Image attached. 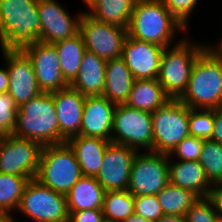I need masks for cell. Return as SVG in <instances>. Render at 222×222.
Wrapping results in <instances>:
<instances>
[{"instance_id": "1", "label": "cell", "mask_w": 222, "mask_h": 222, "mask_svg": "<svg viewBox=\"0 0 222 222\" xmlns=\"http://www.w3.org/2000/svg\"><path fill=\"white\" fill-rule=\"evenodd\" d=\"M184 31L187 29L179 23L160 0L135 1L127 27L128 36L168 47L174 45L176 35L178 36L179 32L182 34Z\"/></svg>"}, {"instance_id": "2", "label": "cell", "mask_w": 222, "mask_h": 222, "mask_svg": "<svg viewBox=\"0 0 222 222\" xmlns=\"http://www.w3.org/2000/svg\"><path fill=\"white\" fill-rule=\"evenodd\" d=\"M179 100L192 109L222 108V56L210 46L197 57Z\"/></svg>"}, {"instance_id": "3", "label": "cell", "mask_w": 222, "mask_h": 222, "mask_svg": "<svg viewBox=\"0 0 222 222\" xmlns=\"http://www.w3.org/2000/svg\"><path fill=\"white\" fill-rule=\"evenodd\" d=\"M38 0H0V47L22 50L39 42Z\"/></svg>"}, {"instance_id": "4", "label": "cell", "mask_w": 222, "mask_h": 222, "mask_svg": "<svg viewBox=\"0 0 222 222\" xmlns=\"http://www.w3.org/2000/svg\"><path fill=\"white\" fill-rule=\"evenodd\" d=\"M14 136L44 145L60 144L53 92H42L18 107Z\"/></svg>"}, {"instance_id": "5", "label": "cell", "mask_w": 222, "mask_h": 222, "mask_svg": "<svg viewBox=\"0 0 222 222\" xmlns=\"http://www.w3.org/2000/svg\"><path fill=\"white\" fill-rule=\"evenodd\" d=\"M178 39L174 45L164 48L160 60L158 81L170 99H179L183 95L197 57L210 45L193 43L186 37Z\"/></svg>"}, {"instance_id": "6", "label": "cell", "mask_w": 222, "mask_h": 222, "mask_svg": "<svg viewBox=\"0 0 222 222\" xmlns=\"http://www.w3.org/2000/svg\"><path fill=\"white\" fill-rule=\"evenodd\" d=\"M82 176L75 153L67 142L42 147L35 177L40 184L66 195Z\"/></svg>"}, {"instance_id": "7", "label": "cell", "mask_w": 222, "mask_h": 222, "mask_svg": "<svg viewBox=\"0 0 222 222\" xmlns=\"http://www.w3.org/2000/svg\"><path fill=\"white\" fill-rule=\"evenodd\" d=\"M153 152L170 154L189 136V107L179 99H170L152 112Z\"/></svg>"}, {"instance_id": "8", "label": "cell", "mask_w": 222, "mask_h": 222, "mask_svg": "<svg viewBox=\"0 0 222 222\" xmlns=\"http://www.w3.org/2000/svg\"><path fill=\"white\" fill-rule=\"evenodd\" d=\"M111 142L126 145L138 152L153 151L152 114L118 104L113 115Z\"/></svg>"}, {"instance_id": "9", "label": "cell", "mask_w": 222, "mask_h": 222, "mask_svg": "<svg viewBox=\"0 0 222 222\" xmlns=\"http://www.w3.org/2000/svg\"><path fill=\"white\" fill-rule=\"evenodd\" d=\"M33 222H69L66 195L30 180L16 210Z\"/></svg>"}, {"instance_id": "10", "label": "cell", "mask_w": 222, "mask_h": 222, "mask_svg": "<svg viewBox=\"0 0 222 222\" xmlns=\"http://www.w3.org/2000/svg\"><path fill=\"white\" fill-rule=\"evenodd\" d=\"M169 155L138 152L133 160L128 191L133 196L157 195L168 183Z\"/></svg>"}, {"instance_id": "11", "label": "cell", "mask_w": 222, "mask_h": 222, "mask_svg": "<svg viewBox=\"0 0 222 222\" xmlns=\"http://www.w3.org/2000/svg\"><path fill=\"white\" fill-rule=\"evenodd\" d=\"M42 145L36 141L20 138L13 134L0 141V173L35 179Z\"/></svg>"}, {"instance_id": "12", "label": "cell", "mask_w": 222, "mask_h": 222, "mask_svg": "<svg viewBox=\"0 0 222 222\" xmlns=\"http://www.w3.org/2000/svg\"><path fill=\"white\" fill-rule=\"evenodd\" d=\"M87 51L105 61L121 57L127 28L98 21L85 10L80 19V31Z\"/></svg>"}, {"instance_id": "13", "label": "cell", "mask_w": 222, "mask_h": 222, "mask_svg": "<svg viewBox=\"0 0 222 222\" xmlns=\"http://www.w3.org/2000/svg\"><path fill=\"white\" fill-rule=\"evenodd\" d=\"M1 53L9 73L7 93L18 107L42 93L32 62L22 50L1 49Z\"/></svg>"}, {"instance_id": "14", "label": "cell", "mask_w": 222, "mask_h": 222, "mask_svg": "<svg viewBox=\"0 0 222 222\" xmlns=\"http://www.w3.org/2000/svg\"><path fill=\"white\" fill-rule=\"evenodd\" d=\"M22 51L32 62L42 92L51 93L69 86L63 77L58 51L53 43L35 42Z\"/></svg>"}, {"instance_id": "15", "label": "cell", "mask_w": 222, "mask_h": 222, "mask_svg": "<svg viewBox=\"0 0 222 222\" xmlns=\"http://www.w3.org/2000/svg\"><path fill=\"white\" fill-rule=\"evenodd\" d=\"M137 150L110 142L105 150L97 182L107 191L127 190Z\"/></svg>"}, {"instance_id": "16", "label": "cell", "mask_w": 222, "mask_h": 222, "mask_svg": "<svg viewBox=\"0 0 222 222\" xmlns=\"http://www.w3.org/2000/svg\"><path fill=\"white\" fill-rule=\"evenodd\" d=\"M38 12L41 24L39 41L55 43L71 38L80 31L83 12L71 17L72 15L56 0H38Z\"/></svg>"}, {"instance_id": "17", "label": "cell", "mask_w": 222, "mask_h": 222, "mask_svg": "<svg viewBox=\"0 0 222 222\" xmlns=\"http://www.w3.org/2000/svg\"><path fill=\"white\" fill-rule=\"evenodd\" d=\"M164 48L127 35L121 58L130 69L135 80L158 79L160 60Z\"/></svg>"}, {"instance_id": "18", "label": "cell", "mask_w": 222, "mask_h": 222, "mask_svg": "<svg viewBox=\"0 0 222 222\" xmlns=\"http://www.w3.org/2000/svg\"><path fill=\"white\" fill-rule=\"evenodd\" d=\"M59 121L60 144L80 134L85 96L70 85L53 92Z\"/></svg>"}, {"instance_id": "19", "label": "cell", "mask_w": 222, "mask_h": 222, "mask_svg": "<svg viewBox=\"0 0 222 222\" xmlns=\"http://www.w3.org/2000/svg\"><path fill=\"white\" fill-rule=\"evenodd\" d=\"M116 106L103 95L85 97L79 135L111 141Z\"/></svg>"}, {"instance_id": "20", "label": "cell", "mask_w": 222, "mask_h": 222, "mask_svg": "<svg viewBox=\"0 0 222 222\" xmlns=\"http://www.w3.org/2000/svg\"><path fill=\"white\" fill-rule=\"evenodd\" d=\"M168 176L171 184L190 190L199 198L209 197L212 185L198 160L179 161L169 158Z\"/></svg>"}, {"instance_id": "21", "label": "cell", "mask_w": 222, "mask_h": 222, "mask_svg": "<svg viewBox=\"0 0 222 222\" xmlns=\"http://www.w3.org/2000/svg\"><path fill=\"white\" fill-rule=\"evenodd\" d=\"M75 153L83 176L96 177L105 150L111 141L99 137L77 135L66 141Z\"/></svg>"}, {"instance_id": "22", "label": "cell", "mask_w": 222, "mask_h": 222, "mask_svg": "<svg viewBox=\"0 0 222 222\" xmlns=\"http://www.w3.org/2000/svg\"><path fill=\"white\" fill-rule=\"evenodd\" d=\"M106 62L96 54L86 50L82 56L78 75L70 86L85 97L101 96L104 91Z\"/></svg>"}, {"instance_id": "23", "label": "cell", "mask_w": 222, "mask_h": 222, "mask_svg": "<svg viewBox=\"0 0 222 222\" xmlns=\"http://www.w3.org/2000/svg\"><path fill=\"white\" fill-rule=\"evenodd\" d=\"M134 81V76L121 57L108 60L102 95L116 105L125 104Z\"/></svg>"}, {"instance_id": "24", "label": "cell", "mask_w": 222, "mask_h": 222, "mask_svg": "<svg viewBox=\"0 0 222 222\" xmlns=\"http://www.w3.org/2000/svg\"><path fill=\"white\" fill-rule=\"evenodd\" d=\"M105 193L95 177L82 176L66 194L68 212L102 209Z\"/></svg>"}, {"instance_id": "25", "label": "cell", "mask_w": 222, "mask_h": 222, "mask_svg": "<svg viewBox=\"0 0 222 222\" xmlns=\"http://www.w3.org/2000/svg\"><path fill=\"white\" fill-rule=\"evenodd\" d=\"M168 100L170 98L165 94L158 79H140L134 81L125 104L128 107L152 113Z\"/></svg>"}, {"instance_id": "26", "label": "cell", "mask_w": 222, "mask_h": 222, "mask_svg": "<svg viewBox=\"0 0 222 222\" xmlns=\"http://www.w3.org/2000/svg\"><path fill=\"white\" fill-rule=\"evenodd\" d=\"M58 51L60 68L65 81L70 85L78 75L83 53L86 51L82 34L53 43Z\"/></svg>"}, {"instance_id": "27", "label": "cell", "mask_w": 222, "mask_h": 222, "mask_svg": "<svg viewBox=\"0 0 222 222\" xmlns=\"http://www.w3.org/2000/svg\"><path fill=\"white\" fill-rule=\"evenodd\" d=\"M136 0H96L88 11L94 19L127 28Z\"/></svg>"}, {"instance_id": "28", "label": "cell", "mask_w": 222, "mask_h": 222, "mask_svg": "<svg viewBox=\"0 0 222 222\" xmlns=\"http://www.w3.org/2000/svg\"><path fill=\"white\" fill-rule=\"evenodd\" d=\"M29 181L28 177L0 173V216L8 222H16L11 213L17 210Z\"/></svg>"}, {"instance_id": "29", "label": "cell", "mask_w": 222, "mask_h": 222, "mask_svg": "<svg viewBox=\"0 0 222 222\" xmlns=\"http://www.w3.org/2000/svg\"><path fill=\"white\" fill-rule=\"evenodd\" d=\"M163 214L185 216L189 208L199 199L192 191L182 189L170 182L157 194Z\"/></svg>"}, {"instance_id": "30", "label": "cell", "mask_w": 222, "mask_h": 222, "mask_svg": "<svg viewBox=\"0 0 222 222\" xmlns=\"http://www.w3.org/2000/svg\"><path fill=\"white\" fill-rule=\"evenodd\" d=\"M134 196L128 190L107 191L102 211L105 221L123 222L134 214Z\"/></svg>"}, {"instance_id": "31", "label": "cell", "mask_w": 222, "mask_h": 222, "mask_svg": "<svg viewBox=\"0 0 222 222\" xmlns=\"http://www.w3.org/2000/svg\"><path fill=\"white\" fill-rule=\"evenodd\" d=\"M210 184H222V144L211 139L204 140L200 158Z\"/></svg>"}, {"instance_id": "32", "label": "cell", "mask_w": 222, "mask_h": 222, "mask_svg": "<svg viewBox=\"0 0 222 222\" xmlns=\"http://www.w3.org/2000/svg\"><path fill=\"white\" fill-rule=\"evenodd\" d=\"M213 109L189 108V134L204 140L211 139L213 133Z\"/></svg>"}, {"instance_id": "33", "label": "cell", "mask_w": 222, "mask_h": 222, "mask_svg": "<svg viewBox=\"0 0 222 222\" xmlns=\"http://www.w3.org/2000/svg\"><path fill=\"white\" fill-rule=\"evenodd\" d=\"M18 106L8 93L0 94V135H11L16 126Z\"/></svg>"}, {"instance_id": "34", "label": "cell", "mask_w": 222, "mask_h": 222, "mask_svg": "<svg viewBox=\"0 0 222 222\" xmlns=\"http://www.w3.org/2000/svg\"><path fill=\"white\" fill-rule=\"evenodd\" d=\"M203 142L204 139L189 135L176 145L169 158L175 157L174 159L179 161H197L200 158Z\"/></svg>"}, {"instance_id": "35", "label": "cell", "mask_w": 222, "mask_h": 222, "mask_svg": "<svg viewBox=\"0 0 222 222\" xmlns=\"http://www.w3.org/2000/svg\"><path fill=\"white\" fill-rule=\"evenodd\" d=\"M188 222H220L215 206L209 197L199 198L187 211Z\"/></svg>"}, {"instance_id": "36", "label": "cell", "mask_w": 222, "mask_h": 222, "mask_svg": "<svg viewBox=\"0 0 222 222\" xmlns=\"http://www.w3.org/2000/svg\"><path fill=\"white\" fill-rule=\"evenodd\" d=\"M134 213L153 222H157L163 215L157 195L134 196Z\"/></svg>"}, {"instance_id": "37", "label": "cell", "mask_w": 222, "mask_h": 222, "mask_svg": "<svg viewBox=\"0 0 222 222\" xmlns=\"http://www.w3.org/2000/svg\"><path fill=\"white\" fill-rule=\"evenodd\" d=\"M170 13L187 30L191 13L196 9L199 0H160Z\"/></svg>"}, {"instance_id": "38", "label": "cell", "mask_w": 222, "mask_h": 222, "mask_svg": "<svg viewBox=\"0 0 222 222\" xmlns=\"http://www.w3.org/2000/svg\"><path fill=\"white\" fill-rule=\"evenodd\" d=\"M69 213V222H104L102 209L81 210Z\"/></svg>"}, {"instance_id": "39", "label": "cell", "mask_w": 222, "mask_h": 222, "mask_svg": "<svg viewBox=\"0 0 222 222\" xmlns=\"http://www.w3.org/2000/svg\"><path fill=\"white\" fill-rule=\"evenodd\" d=\"M213 133L211 140L222 144V108L213 109Z\"/></svg>"}, {"instance_id": "40", "label": "cell", "mask_w": 222, "mask_h": 222, "mask_svg": "<svg viewBox=\"0 0 222 222\" xmlns=\"http://www.w3.org/2000/svg\"><path fill=\"white\" fill-rule=\"evenodd\" d=\"M209 198L212 200L216 213L222 221V184L212 186Z\"/></svg>"}, {"instance_id": "41", "label": "cell", "mask_w": 222, "mask_h": 222, "mask_svg": "<svg viewBox=\"0 0 222 222\" xmlns=\"http://www.w3.org/2000/svg\"><path fill=\"white\" fill-rule=\"evenodd\" d=\"M9 87V73L6 64L0 67V94L7 93Z\"/></svg>"}, {"instance_id": "42", "label": "cell", "mask_w": 222, "mask_h": 222, "mask_svg": "<svg viewBox=\"0 0 222 222\" xmlns=\"http://www.w3.org/2000/svg\"><path fill=\"white\" fill-rule=\"evenodd\" d=\"M157 222H188L186 216L163 214Z\"/></svg>"}, {"instance_id": "43", "label": "cell", "mask_w": 222, "mask_h": 222, "mask_svg": "<svg viewBox=\"0 0 222 222\" xmlns=\"http://www.w3.org/2000/svg\"><path fill=\"white\" fill-rule=\"evenodd\" d=\"M123 222H153V221L147 220L134 213L130 215L127 219H125Z\"/></svg>"}, {"instance_id": "44", "label": "cell", "mask_w": 222, "mask_h": 222, "mask_svg": "<svg viewBox=\"0 0 222 222\" xmlns=\"http://www.w3.org/2000/svg\"><path fill=\"white\" fill-rule=\"evenodd\" d=\"M218 44L215 46V44L214 45H210V47L216 52V53H218L219 55H221L222 56V37H221V39H220V41L219 42H217Z\"/></svg>"}, {"instance_id": "45", "label": "cell", "mask_w": 222, "mask_h": 222, "mask_svg": "<svg viewBox=\"0 0 222 222\" xmlns=\"http://www.w3.org/2000/svg\"><path fill=\"white\" fill-rule=\"evenodd\" d=\"M88 9L93 5L96 0H82Z\"/></svg>"}, {"instance_id": "46", "label": "cell", "mask_w": 222, "mask_h": 222, "mask_svg": "<svg viewBox=\"0 0 222 222\" xmlns=\"http://www.w3.org/2000/svg\"><path fill=\"white\" fill-rule=\"evenodd\" d=\"M0 222H8L6 219H0Z\"/></svg>"}]
</instances>
